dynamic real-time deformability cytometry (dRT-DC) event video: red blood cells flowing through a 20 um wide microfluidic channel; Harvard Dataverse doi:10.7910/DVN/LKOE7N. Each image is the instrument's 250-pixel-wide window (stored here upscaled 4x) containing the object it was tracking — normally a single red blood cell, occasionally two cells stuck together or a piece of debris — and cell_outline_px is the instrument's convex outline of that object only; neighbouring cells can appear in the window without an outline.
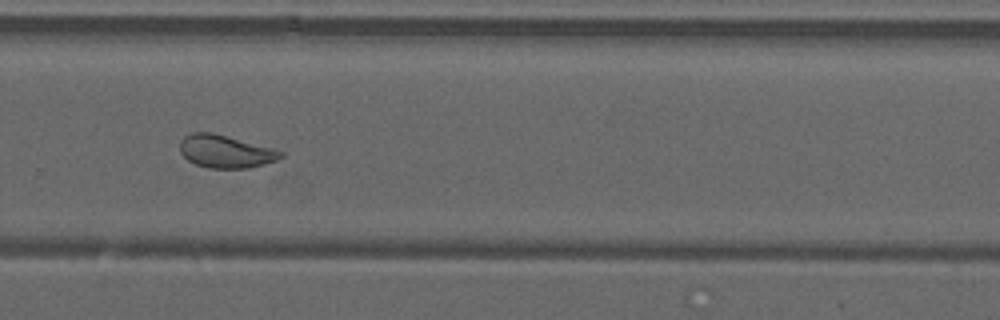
{"species": "common noctule bat (a hibernating species)", "species_latin": "Nyctalus noctula", "temperature_condition": "warm", "stored_images_in_passage": 31, "camera_frame_rate_fps": 3000, "um_per_image_px": 0.085, "animal": {"sex": "male", "forearm_length_mm": 52.5}, "frame": {"image": 1, "passage_image": 24, "time_ms": 7.667, "image_size_px": [1000, 320], "cell_outline_px": [[284, 156], [276, 160], [264, 164], [248, 168], [208, 168], [196, 164], [188, 160], [180, 152], [180, 140], [184, 136], [192, 132], [212, 132], [272, 148], [284, 152]], "centroid_in_image_um": [19.15, 12.87], "position_along_channel_um": 310.6, "area_um2": 19.19}, "authors_computed_cell_mechanics": {"area_um2": 19.363, "velocity_mm_per_s": 4.2184, "shape_relaxation_time_tau1_ms": null, "shape_relaxation_time_tau2_ms": 1.2061, "deformation_change_tau1": null, "deformation_change_tau2": 0.065}}